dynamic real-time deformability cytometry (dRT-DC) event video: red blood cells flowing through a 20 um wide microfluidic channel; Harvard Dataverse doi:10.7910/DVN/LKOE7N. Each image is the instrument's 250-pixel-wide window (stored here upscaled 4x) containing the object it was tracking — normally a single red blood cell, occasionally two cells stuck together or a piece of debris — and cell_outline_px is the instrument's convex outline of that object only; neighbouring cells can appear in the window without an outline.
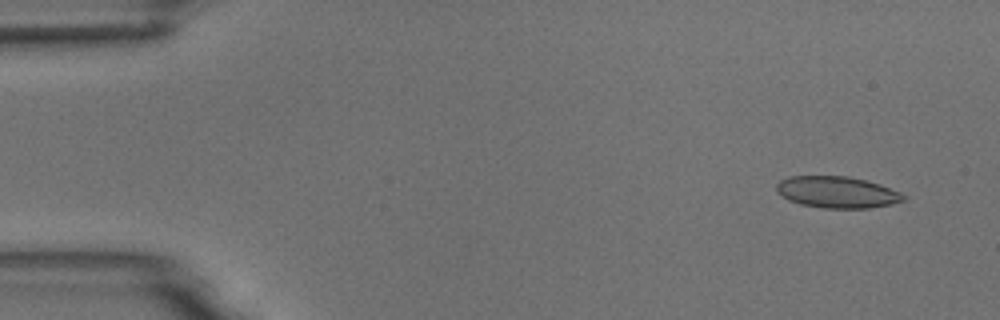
{"species": "common noctule bat (a hibernating species)", "species_latin": "Nyctalus noctula", "temperature_condition": "room temperature", "stored_images_in_passage": 7, "camera_frame_rate_fps": 3000, "um_per_image_px": 0.085, "animal": {"sex": "male", "body_mass_g": 18.8}, "frame": {"image": 1, "passage_image": 1, "time_ms": 0.0, "image_size_px": [1000, 320], "cell_outline_px": [[908, 196], [904, 200], [892, 204], [868, 208], [824, 208], [800, 204], [788, 200], [776, 192], [776, 184], [780, 180], [788, 176], [848, 176], [880, 184], [900, 192]], "centroid_in_image_um": [71.14, 16.33], "position_along_channel_um": 13.9, "area_um2": 23.47}}
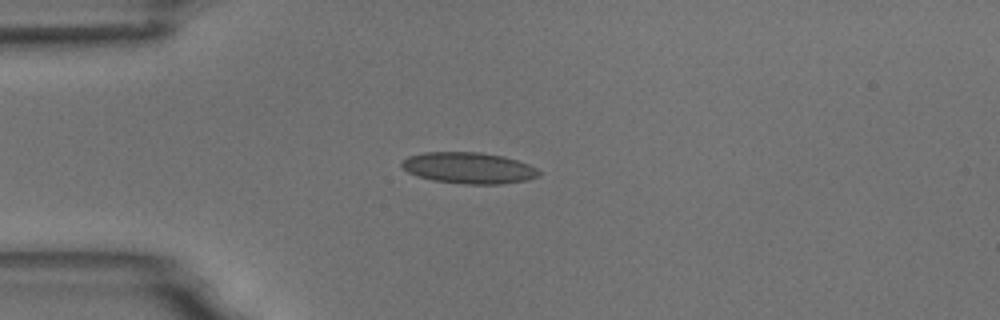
{"frame": {"image": 2, "passage_image": 4, "time_ms": 3.333, "image_size_px": [1000, 320], "cell_outline_px": [[540, 176], [528, 180], [500, 184], [464, 184], [432, 180], [408, 172], [400, 164], [408, 156], [424, 152], [480, 152], [504, 156], [528, 164], [536, 168], [540, 172]], "centroid_in_image_um": [39.87, 14.27], "position_along_channel_um": 45.1, "area_um2": 24.91}}
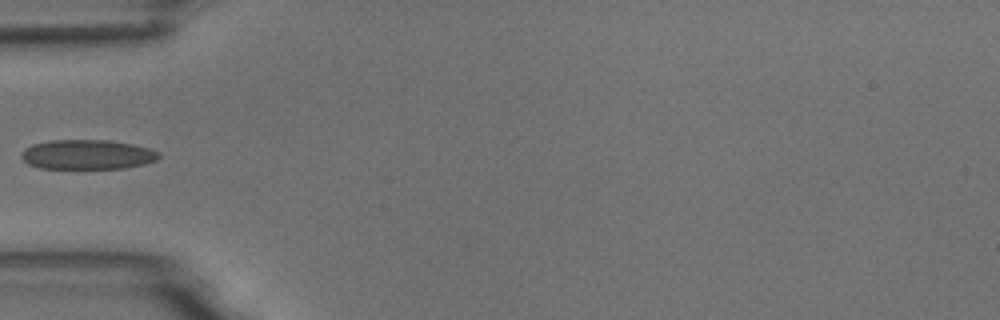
{"frame": {"image": 3, "passage_image": 5, "time_ms": 4.667, "image_size_px": [1000, 320], "cell_outline_px": [[160, 156], [156, 160], [144, 164], [124, 168], [40, 168], [28, 164], [20, 156], [20, 152], [24, 148], [32, 144], [48, 140], [108, 140], [132, 144], [148, 148], [160, 152]], "centroid_in_image_um": [7.39, 13.13], "position_along_channel_um": 77.6, "area_um2": 23.81}}